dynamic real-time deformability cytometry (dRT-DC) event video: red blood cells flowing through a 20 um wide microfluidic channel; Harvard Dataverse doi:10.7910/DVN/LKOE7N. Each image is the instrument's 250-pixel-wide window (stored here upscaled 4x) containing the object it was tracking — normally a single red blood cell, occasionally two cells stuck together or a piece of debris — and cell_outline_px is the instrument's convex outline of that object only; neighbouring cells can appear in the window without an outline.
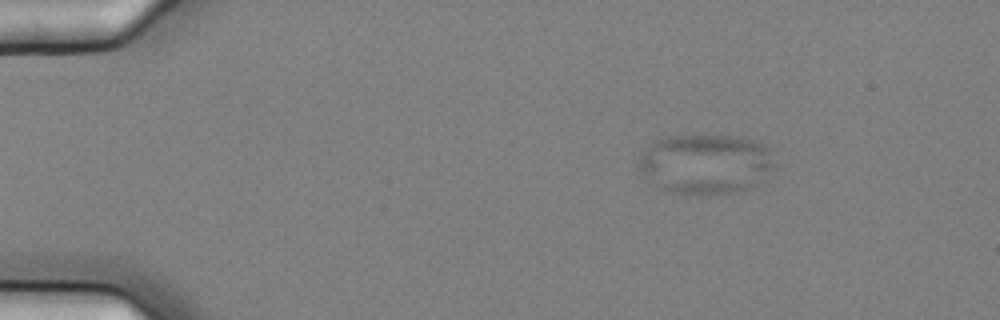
{"species": "common noctule bat (a hibernating species)", "species_latin": "Nyctalus noctula", "temperature_condition": "cold", "stored_images_in_passage": 5, "camera_frame_rate_fps": 3000, "um_per_image_px": 0.085, "animal": {"sex": "female", "body_mass_g": 25.1}, "frame": {"image": 1, "passage_image": 1, "time_ms": 0.0, "image_size_px": [1000, 320], "cell_outline_px": [[776, 168], [752, 188], [708, 196], [688, 196], [668, 192], [656, 188], [636, 168], [636, 160], [640, 152], [652, 140], [668, 136], [744, 136], [768, 144], [776, 148]], "centroid_in_image_um": [60.0, 13.94], "position_along_channel_um": 25.0, "area_um2": 49.94}}